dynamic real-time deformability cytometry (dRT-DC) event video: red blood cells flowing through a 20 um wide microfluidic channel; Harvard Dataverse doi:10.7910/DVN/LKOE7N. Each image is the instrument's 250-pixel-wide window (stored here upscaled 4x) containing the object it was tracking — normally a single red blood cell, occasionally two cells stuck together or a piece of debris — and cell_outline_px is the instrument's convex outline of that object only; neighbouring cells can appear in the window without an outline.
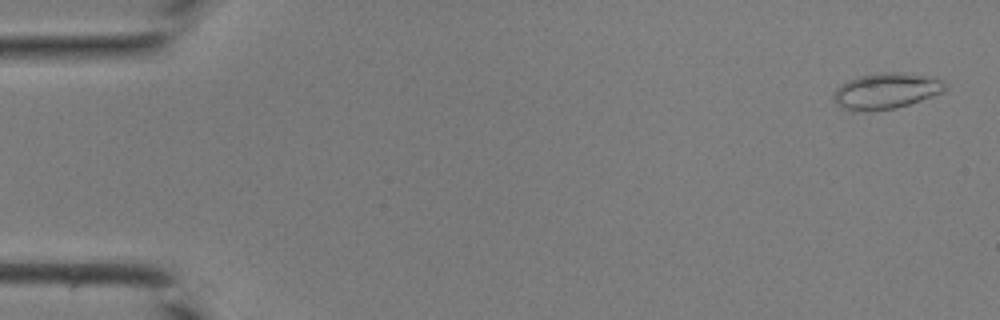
{"species": "common noctule bat (a hibernating species)", "species_latin": "Nyctalus noctula", "temperature_condition": "room temperature", "stored_images_in_passage": 43, "camera_frame_rate_fps": 3000, "um_per_image_px": 0.085, "animal": {"sex": "male", "body_mass_g": 19.0, "forearm_length_mm": 50.8}, "frame": {"image": 1, "passage_image": 2, "time_ms": 0.333, "image_size_px": [1000, 320], "cell_outline_px": [[948, 88], [944, 92], [896, 108], [844, 108], [836, 104], [832, 100], [832, 96], [836, 88], [848, 80], [860, 76], [880, 72], [900, 72], [936, 76], [944, 80]], "centroid_in_image_um": [75.41, 7.66], "position_along_channel_um": 9.6, "area_um2": 22.95}}
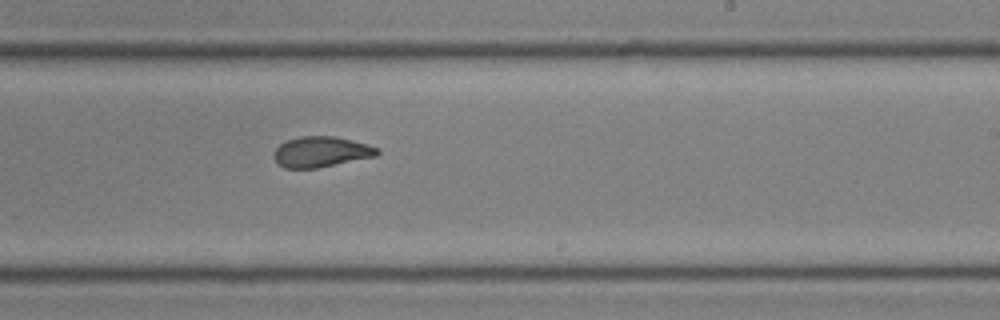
{"frame": {"image": 2, "passage_image": 27, "time_ms": 8.667, "image_size_px": [1000, 320], "cell_outline_px": [[380, 152], [376, 156], [316, 168], [284, 168], [272, 156], [276, 148], [280, 144], [288, 140], [300, 136], [336, 136], [368, 144], [380, 148]], "centroid_in_image_um": [27.32, 12.89], "position_along_channel_um": 261.7, "area_um2": 18.38}}
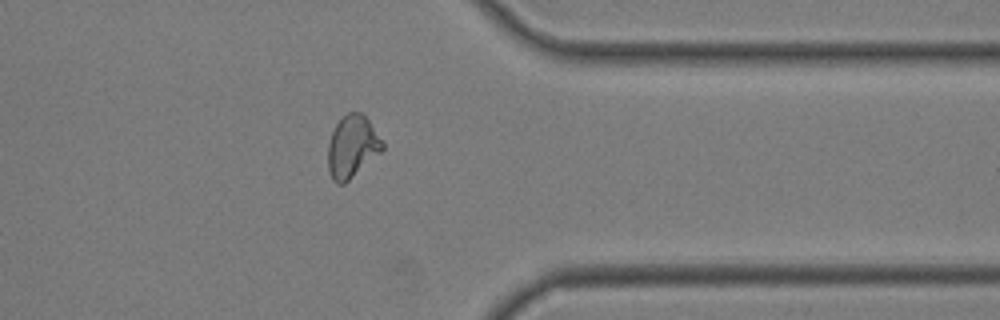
{"frame": {"image": 3, "passage_image": 35, "time_ms": 11.333, "image_size_px": [1000, 320], "cell_outline_px": [[384, 148], [380, 152], [344, 184], [336, 184], [332, 180], [328, 168], [328, 144], [332, 132], [336, 124], [348, 112], [360, 112], [368, 120], [384, 144]], "centroid_in_image_um": [29.91, 12.48], "position_along_channel_um": 381.5, "area_um2": 19.36}}